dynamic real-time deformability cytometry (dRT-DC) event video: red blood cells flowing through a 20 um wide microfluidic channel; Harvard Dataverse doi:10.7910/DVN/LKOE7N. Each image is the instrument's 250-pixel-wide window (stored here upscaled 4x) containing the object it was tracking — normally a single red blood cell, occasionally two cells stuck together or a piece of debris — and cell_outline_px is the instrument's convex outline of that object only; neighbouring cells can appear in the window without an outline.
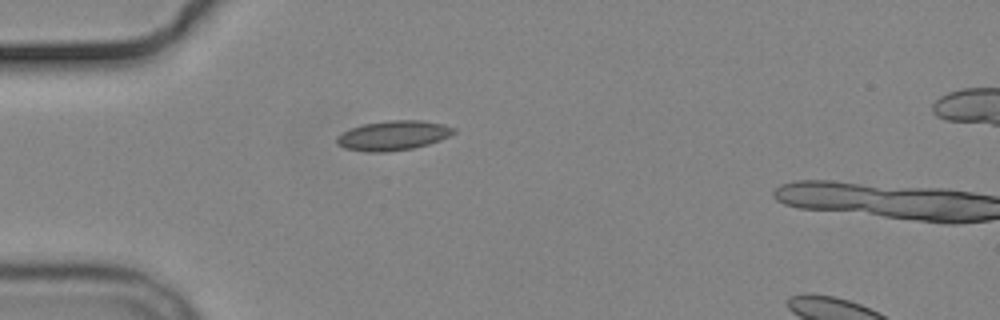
{"species": "common noctule bat (a hibernating species)", "species_latin": "Nyctalus noctula", "temperature_condition": "cold", "stored_images_in_passage": 2, "camera_frame_rate_fps": 3000, "um_per_image_px": 0.085, "animal": {"sex": "male", "body_mass_g": 19.2, "forearm_length_mm": 51.8}, "frame": {"image": 1, "passage_image": 1, "time_ms": 0.0, "image_size_px": [1000, 320], "cell_outline_px": [[456, 132], [440, 140], [428, 144], [412, 148], [384, 152], [368, 152], [344, 148], [336, 144], [336, 136], [352, 128], [364, 124], [388, 120], [420, 120], [444, 124], [456, 128]], "centroid_in_image_um": [33.42, 11.51], "position_along_channel_um": 51.6, "area_um2": 20.11}}